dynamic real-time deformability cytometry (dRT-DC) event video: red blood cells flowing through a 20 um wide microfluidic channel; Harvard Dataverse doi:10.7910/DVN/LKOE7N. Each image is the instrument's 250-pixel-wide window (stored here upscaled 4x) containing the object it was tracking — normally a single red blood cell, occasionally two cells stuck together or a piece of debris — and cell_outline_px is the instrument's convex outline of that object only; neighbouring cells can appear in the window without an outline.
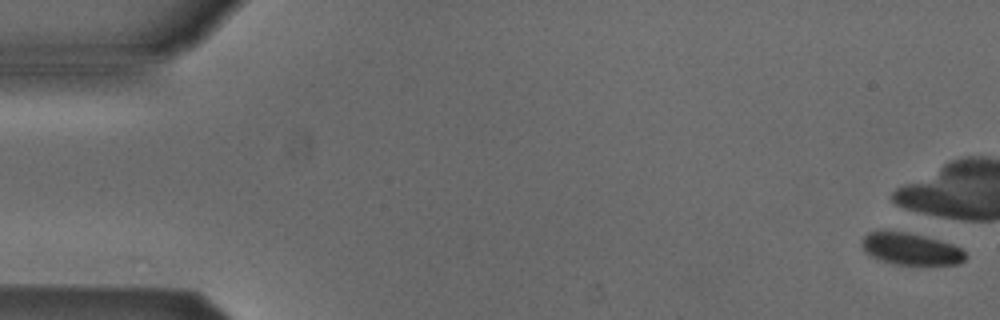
{"species": "Egyptian fruit bat (a non-hibernating species)", "species_latin": "Rousettus aegyptiacus", "temperature_condition": "cold", "stored_images_in_passage": 7, "camera_frame_rate_fps": 3000, "um_per_image_px": 0.085, "animal": {"sex": "male"}, "frame": {"image": 1, "passage_image": 1, "time_ms": 0.0, "image_size_px": [1000, 320], "cell_outline_px": [[968, 256], [964, 260], [956, 264], [896, 264], [880, 260], [864, 252], [860, 244], [860, 240], [868, 232], [908, 232], [940, 240], [952, 244], [960, 248]], "centroid_in_image_um": [77.39, 21.16], "position_along_channel_um": 7.6, "area_um2": 19.07}}